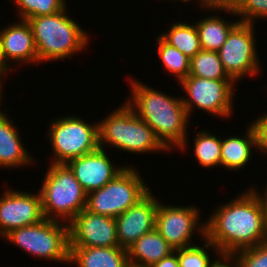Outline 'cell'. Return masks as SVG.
Returning a JSON list of instances; mask_svg holds the SVG:
<instances>
[{
	"label": "cell",
	"instance_id": "obj_1",
	"mask_svg": "<svg viewBox=\"0 0 267 267\" xmlns=\"http://www.w3.org/2000/svg\"><path fill=\"white\" fill-rule=\"evenodd\" d=\"M205 220V237L220 253L239 250L267 242V222L262 203L252 188L216 206Z\"/></svg>",
	"mask_w": 267,
	"mask_h": 267
},
{
	"label": "cell",
	"instance_id": "obj_2",
	"mask_svg": "<svg viewBox=\"0 0 267 267\" xmlns=\"http://www.w3.org/2000/svg\"><path fill=\"white\" fill-rule=\"evenodd\" d=\"M128 80L132 96L126 103L153 129L156 137L170 152L176 149L187 151V128L191 122L181 96L173 97L135 78L130 77Z\"/></svg>",
	"mask_w": 267,
	"mask_h": 267
},
{
	"label": "cell",
	"instance_id": "obj_3",
	"mask_svg": "<svg viewBox=\"0 0 267 267\" xmlns=\"http://www.w3.org/2000/svg\"><path fill=\"white\" fill-rule=\"evenodd\" d=\"M67 8L53 15L27 20L32 28L39 64L65 60L87 49L90 35L69 17Z\"/></svg>",
	"mask_w": 267,
	"mask_h": 267
},
{
	"label": "cell",
	"instance_id": "obj_4",
	"mask_svg": "<svg viewBox=\"0 0 267 267\" xmlns=\"http://www.w3.org/2000/svg\"><path fill=\"white\" fill-rule=\"evenodd\" d=\"M98 133L102 149L109 146L133 155L169 152L153 129L126 102L98 121Z\"/></svg>",
	"mask_w": 267,
	"mask_h": 267
},
{
	"label": "cell",
	"instance_id": "obj_5",
	"mask_svg": "<svg viewBox=\"0 0 267 267\" xmlns=\"http://www.w3.org/2000/svg\"><path fill=\"white\" fill-rule=\"evenodd\" d=\"M41 185L45 218L69 224L86 208L87 193L66 164L50 163Z\"/></svg>",
	"mask_w": 267,
	"mask_h": 267
},
{
	"label": "cell",
	"instance_id": "obj_6",
	"mask_svg": "<svg viewBox=\"0 0 267 267\" xmlns=\"http://www.w3.org/2000/svg\"><path fill=\"white\" fill-rule=\"evenodd\" d=\"M4 240L40 259L69 264V224L49 220L12 230Z\"/></svg>",
	"mask_w": 267,
	"mask_h": 267
},
{
	"label": "cell",
	"instance_id": "obj_7",
	"mask_svg": "<svg viewBox=\"0 0 267 267\" xmlns=\"http://www.w3.org/2000/svg\"><path fill=\"white\" fill-rule=\"evenodd\" d=\"M90 124L77 114L51 120L48 133L53 164H66L71 159L99 148L98 121Z\"/></svg>",
	"mask_w": 267,
	"mask_h": 267
},
{
	"label": "cell",
	"instance_id": "obj_8",
	"mask_svg": "<svg viewBox=\"0 0 267 267\" xmlns=\"http://www.w3.org/2000/svg\"><path fill=\"white\" fill-rule=\"evenodd\" d=\"M149 191L150 187L146 185L139 170L130 165L105 186L88 193L85 209L115 218L135 205Z\"/></svg>",
	"mask_w": 267,
	"mask_h": 267
},
{
	"label": "cell",
	"instance_id": "obj_9",
	"mask_svg": "<svg viewBox=\"0 0 267 267\" xmlns=\"http://www.w3.org/2000/svg\"><path fill=\"white\" fill-rule=\"evenodd\" d=\"M235 84L237 83L234 80H213L194 76L181 80L180 89L186 93L181 99L189 118L191 119L195 109L223 119L231 118L235 113Z\"/></svg>",
	"mask_w": 267,
	"mask_h": 267
},
{
	"label": "cell",
	"instance_id": "obj_10",
	"mask_svg": "<svg viewBox=\"0 0 267 267\" xmlns=\"http://www.w3.org/2000/svg\"><path fill=\"white\" fill-rule=\"evenodd\" d=\"M254 25L239 22L218 51L224 70L236 83L246 76L258 77L262 69L257 54Z\"/></svg>",
	"mask_w": 267,
	"mask_h": 267
},
{
	"label": "cell",
	"instance_id": "obj_11",
	"mask_svg": "<svg viewBox=\"0 0 267 267\" xmlns=\"http://www.w3.org/2000/svg\"><path fill=\"white\" fill-rule=\"evenodd\" d=\"M200 213L195 205H164L158 200L156 229L174 250L191 246L195 244L192 241L195 233L200 234L201 239L205 237V221L200 222Z\"/></svg>",
	"mask_w": 267,
	"mask_h": 267
},
{
	"label": "cell",
	"instance_id": "obj_12",
	"mask_svg": "<svg viewBox=\"0 0 267 267\" xmlns=\"http://www.w3.org/2000/svg\"><path fill=\"white\" fill-rule=\"evenodd\" d=\"M6 189L0 197V237L12 230L36 224L45 219L41 194Z\"/></svg>",
	"mask_w": 267,
	"mask_h": 267
},
{
	"label": "cell",
	"instance_id": "obj_13",
	"mask_svg": "<svg viewBox=\"0 0 267 267\" xmlns=\"http://www.w3.org/2000/svg\"><path fill=\"white\" fill-rule=\"evenodd\" d=\"M115 218L83 209L69 223V247H118Z\"/></svg>",
	"mask_w": 267,
	"mask_h": 267
},
{
	"label": "cell",
	"instance_id": "obj_14",
	"mask_svg": "<svg viewBox=\"0 0 267 267\" xmlns=\"http://www.w3.org/2000/svg\"><path fill=\"white\" fill-rule=\"evenodd\" d=\"M158 198L150 190L135 205L115 217L118 245L129 248L142 235L156 228Z\"/></svg>",
	"mask_w": 267,
	"mask_h": 267
},
{
	"label": "cell",
	"instance_id": "obj_15",
	"mask_svg": "<svg viewBox=\"0 0 267 267\" xmlns=\"http://www.w3.org/2000/svg\"><path fill=\"white\" fill-rule=\"evenodd\" d=\"M107 153L98 148L66 163L87 194L105 186L127 167L114 165Z\"/></svg>",
	"mask_w": 267,
	"mask_h": 267
},
{
	"label": "cell",
	"instance_id": "obj_16",
	"mask_svg": "<svg viewBox=\"0 0 267 267\" xmlns=\"http://www.w3.org/2000/svg\"><path fill=\"white\" fill-rule=\"evenodd\" d=\"M1 28L2 52L10 67L12 63L16 62L18 65L15 64V70L22 63L23 65L39 63L32 28L27 20L19 19L18 22L10 23L7 27Z\"/></svg>",
	"mask_w": 267,
	"mask_h": 267
},
{
	"label": "cell",
	"instance_id": "obj_17",
	"mask_svg": "<svg viewBox=\"0 0 267 267\" xmlns=\"http://www.w3.org/2000/svg\"><path fill=\"white\" fill-rule=\"evenodd\" d=\"M5 110L0 112V168L11 169L37 164L21 140L19 129Z\"/></svg>",
	"mask_w": 267,
	"mask_h": 267
},
{
	"label": "cell",
	"instance_id": "obj_18",
	"mask_svg": "<svg viewBox=\"0 0 267 267\" xmlns=\"http://www.w3.org/2000/svg\"><path fill=\"white\" fill-rule=\"evenodd\" d=\"M246 129V135H228L227 138L221 139V166L229 172L245 168L253 157L254 148L257 150L254 126L249 122Z\"/></svg>",
	"mask_w": 267,
	"mask_h": 267
},
{
	"label": "cell",
	"instance_id": "obj_19",
	"mask_svg": "<svg viewBox=\"0 0 267 267\" xmlns=\"http://www.w3.org/2000/svg\"><path fill=\"white\" fill-rule=\"evenodd\" d=\"M69 264L76 267H129L123 247H69Z\"/></svg>",
	"mask_w": 267,
	"mask_h": 267
},
{
	"label": "cell",
	"instance_id": "obj_20",
	"mask_svg": "<svg viewBox=\"0 0 267 267\" xmlns=\"http://www.w3.org/2000/svg\"><path fill=\"white\" fill-rule=\"evenodd\" d=\"M172 252L174 249L156 228L142 235L127 248L129 265L140 267H150Z\"/></svg>",
	"mask_w": 267,
	"mask_h": 267
},
{
	"label": "cell",
	"instance_id": "obj_21",
	"mask_svg": "<svg viewBox=\"0 0 267 267\" xmlns=\"http://www.w3.org/2000/svg\"><path fill=\"white\" fill-rule=\"evenodd\" d=\"M226 20L214 12V15L205 16L195 23L202 50L218 52L230 31L240 22L239 19L232 22Z\"/></svg>",
	"mask_w": 267,
	"mask_h": 267
},
{
	"label": "cell",
	"instance_id": "obj_22",
	"mask_svg": "<svg viewBox=\"0 0 267 267\" xmlns=\"http://www.w3.org/2000/svg\"><path fill=\"white\" fill-rule=\"evenodd\" d=\"M159 36L189 58L194 57L202 50L195 23L177 21Z\"/></svg>",
	"mask_w": 267,
	"mask_h": 267
},
{
	"label": "cell",
	"instance_id": "obj_23",
	"mask_svg": "<svg viewBox=\"0 0 267 267\" xmlns=\"http://www.w3.org/2000/svg\"><path fill=\"white\" fill-rule=\"evenodd\" d=\"M193 153L198 164L204 169L221 166V138L211 131L199 130L195 133Z\"/></svg>",
	"mask_w": 267,
	"mask_h": 267
},
{
	"label": "cell",
	"instance_id": "obj_24",
	"mask_svg": "<svg viewBox=\"0 0 267 267\" xmlns=\"http://www.w3.org/2000/svg\"><path fill=\"white\" fill-rule=\"evenodd\" d=\"M189 76L213 80H233L224 70L218 52L206 50H200L191 58Z\"/></svg>",
	"mask_w": 267,
	"mask_h": 267
},
{
	"label": "cell",
	"instance_id": "obj_25",
	"mask_svg": "<svg viewBox=\"0 0 267 267\" xmlns=\"http://www.w3.org/2000/svg\"><path fill=\"white\" fill-rule=\"evenodd\" d=\"M156 39V46L158 45L156 52L166 71L176 76L178 83L187 78L190 73L191 58L166 43L160 36Z\"/></svg>",
	"mask_w": 267,
	"mask_h": 267
},
{
	"label": "cell",
	"instance_id": "obj_26",
	"mask_svg": "<svg viewBox=\"0 0 267 267\" xmlns=\"http://www.w3.org/2000/svg\"><path fill=\"white\" fill-rule=\"evenodd\" d=\"M202 245L193 244L174 250L177 253L179 267H210L213 262L209 256L208 249L214 251L215 255L220 254L219 249L206 237L203 238Z\"/></svg>",
	"mask_w": 267,
	"mask_h": 267
},
{
	"label": "cell",
	"instance_id": "obj_27",
	"mask_svg": "<svg viewBox=\"0 0 267 267\" xmlns=\"http://www.w3.org/2000/svg\"><path fill=\"white\" fill-rule=\"evenodd\" d=\"M16 4L19 19L53 15L66 7L65 0H12Z\"/></svg>",
	"mask_w": 267,
	"mask_h": 267
},
{
	"label": "cell",
	"instance_id": "obj_28",
	"mask_svg": "<svg viewBox=\"0 0 267 267\" xmlns=\"http://www.w3.org/2000/svg\"><path fill=\"white\" fill-rule=\"evenodd\" d=\"M240 267H267V242L234 253Z\"/></svg>",
	"mask_w": 267,
	"mask_h": 267
},
{
	"label": "cell",
	"instance_id": "obj_29",
	"mask_svg": "<svg viewBox=\"0 0 267 267\" xmlns=\"http://www.w3.org/2000/svg\"><path fill=\"white\" fill-rule=\"evenodd\" d=\"M236 17L240 22L251 24H255L258 19H264V21H266L267 0H245L239 11L236 13Z\"/></svg>",
	"mask_w": 267,
	"mask_h": 267
},
{
	"label": "cell",
	"instance_id": "obj_30",
	"mask_svg": "<svg viewBox=\"0 0 267 267\" xmlns=\"http://www.w3.org/2000/svg\"><path fill=\"white\" fill-rule=\"evenodd\" d=\"M245 0H201L200 9L209 10L212 12H227L231 13V16H236V13L239 11Z\"/></svg>",
	"mask_w": 267,
	"mask_h": 267
},
{
	"label": "cell",
	"instance_id": "obj_31",
	"mask_svg": "<svg viewBox=\"0 0 267 267\" xmlns=\"http://www.w3.org/2000/svg\"><path fill=\"white\" fill-rule=\"evenodd\" d=\"M254 126L256 135H257V151H260V154L267 155V111L262 116L259 115L258 119L256 118L251 122Z\"/></svg>",
	"mask_w": 267,
	"mask_h": 267
},
{
	"label": "cell",
	"instance_id": "obj_32",
	"mask_svg": "<svg viewBox=\"0 0 267 267\" xmlns=\"http://www.w3.org/2000/svg\"><path fill=\"white\" fill-rule=\"evenodd\" d=\"M218 258L211 263L210 267H240L239 261L235 254L220 253Z\"/></svg>",
	"mask_w": 267,
	"mask_h": 267
},
{
	"label": "cell",
	"instance_id": "obj_33",
	"mask_svg": "<svg viewBox=\"0 0 267 267\" xmlns=\"http://www.w3.org/2000/svg\"><path fill=\"white\" fill-rule=\"evenodd\" d=\"M150 267H179L177 253L174 251L169 256L164 257L159 262L152 264Z\"/></svg>",
	"mask_w": 267,
	"mask_h": 267
},
{
	"label": "cell",
	"instance_id": "obj_34",
	"mask_svg": "<svg viewBox=\"0 0 267 267\" xmlns=\"http://www.w3.org/2000/svg\"><path fill=\"white\" fill-rule=\"evenodd\" d=\"M11 70V71H10ZM14 69L6 63V60L3 56L1 40H0V81L4 82L5 76L9 75Z\"/></svg>",
	"mask_w": 267,
	"mask_h": 267
},
{
	"label": "cell",
	"instance_id": "obj_35",
	"mask_svg": "<svg viewBox=\"0 0 267 267\" xmlns=\"http://www.w3.org/2000/svg\"><path fill=\"white\" fill-rule=\"evenodd\" d=\"M265 186L266 187L264 188V190H262V192L264 191L263 194H262V192L260 193L257 190V186H256V188L254 186H251V188L256 192V194L258 195V197H259V199H260V201L262 203L264 214H265V218H266V222H267V183H266Z\"/></svg>",
	"mask_w": 267,
	"mask_h": 267
},
{
	"label": "cell",
	"instance_id": "obj_36",
	"mask_svg": "<svg viewBox=\"0 0 267 267\" xmlns=\"http://www.w3.org/2000/svg\"><path fill=\"white\" fill-rule=\"evenodd\" d=\"M171 1L173 2L174 0H171ZM175 1H176V2H177V1H182V2H184V3H185V2H186V3H187V2H189V3H190V2H193L192 0H175ZM197 2H198V4L200 5L201 0H198ZM199 2H200V3H199Z\"/></svg>",
	"mask_w": 267,
	"mask_h": 267
},
{
	"label": "cell",
	"instance_id": "obj_37",
	"mask_svg": "<svg viewBox=\"0 0 267 267\" xmlns=\"http://www.w3.org/2000/svg\"><path fill=\"white\" fill-rule=\"evenodd\" d=\"M2 91H3V87H0V106H1V103H2L1 101H2V98H3L2 97L3 96V94H2L3 92ZM1 110H2V108L0 109V112H1Z\"/></svg>",
	"mask_w": 267,
	"mask_h": 267
},
{
	"label": "cell",
	"instance_id": "obj_38",
	"mask_svg": "<svg viewBox=\"0 0 267 267\" xmlns=\"http://www.w3.org/2000/svg\"><path fill=\"white\" fill-rule=\"evenodd\" d=\"M4 83L3 81H0V87H3Z\"/></svg>",
	"mask_w": 267,
	"mask_h": 267
},
{
	"label": "cell",
	"instance_id": "obj_39",
	"mask_svg": "<svg viewBox=\"0 0 267 267\" xmlns=\"http://www.w3.org/2000/svg\"><path fill=\"white\" fill-rule=\"evenodd\" d=\"M129 267H140V266H135V265H129Z\"/></svg>",
	"mask_w": 267,
	"mask_h": 267
}]
</instances>
